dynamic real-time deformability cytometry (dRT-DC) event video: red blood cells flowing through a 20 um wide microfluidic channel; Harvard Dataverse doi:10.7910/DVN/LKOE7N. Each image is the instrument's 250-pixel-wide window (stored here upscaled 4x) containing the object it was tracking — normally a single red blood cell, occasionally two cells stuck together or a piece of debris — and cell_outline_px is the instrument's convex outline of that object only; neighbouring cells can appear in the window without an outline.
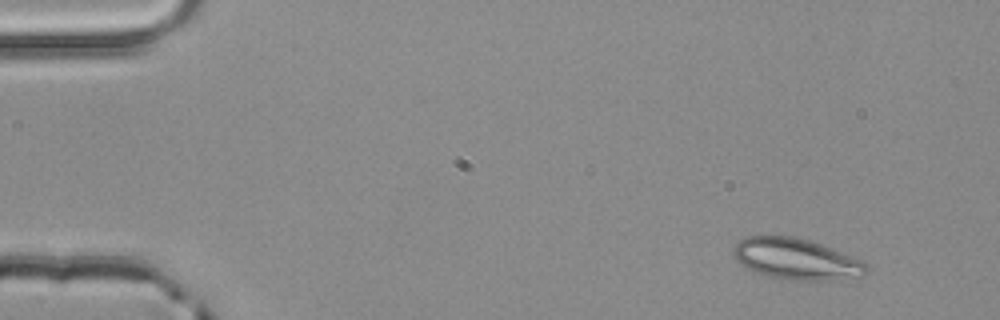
{"species": "common noctule bat (a hibernating species)", "species_latin": "Nyctalus noctula", "temperature_condition": "room temperature", "stored_images_in_passage": 3, "camera_frame_rate_fps": 3000, "um_per_image_px": 0.085, "animal": {"sex": "male", "body_mass_g": 20.4}, "frame": {"image": 1, "passage_image": 1, "time_ms": 0.0, "image_size_px": [1000, 320], "cell_outline_px": [[868, 272], [864, 276], [840, 280], [788, 280], [764, 276], [740, 264], [736, 260], [732, 252], [732, 248], [740, 240], [748, 236], [792, 236], [808, 240], [820, 244], [860, 260], [868, 264]], "centroid_in_image_um": [67.67, 22.04], "position_along_channel_um": 17.3, "area_um2": 31.96}}